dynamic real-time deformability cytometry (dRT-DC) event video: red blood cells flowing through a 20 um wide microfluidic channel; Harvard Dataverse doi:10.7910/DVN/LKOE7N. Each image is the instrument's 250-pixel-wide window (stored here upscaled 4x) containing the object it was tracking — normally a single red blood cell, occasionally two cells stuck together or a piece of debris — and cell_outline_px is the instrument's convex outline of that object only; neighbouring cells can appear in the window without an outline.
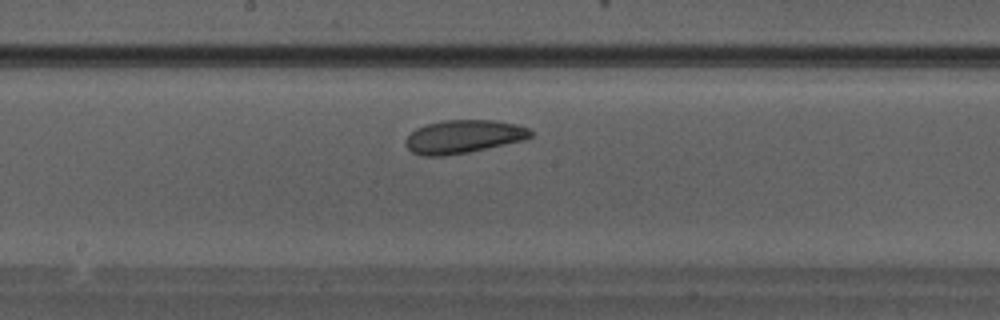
{"species": "Egyptian fruit bat (a non-hibernating species)", "species_latin": "Rousettus aegyptiacus", "temperature_condition": "warm", "stored_images_in_passage": 29, "camera_frame_rate_fps": 3000, "um_per_image_px": 0.085, "animal": {"sex": "male"}, "frame": {"image": 1, "passage_image": 13, "time_ms": 4.0, "image_size_px": [1000, 320], "cell_outline_px": [[532, 136], [524, 140], [468, 152], [444, 156], [424, 156], [412, 152], [404, 144], [404, 140], [416, 128], [428, 124], [444, 120], [496, 120], [520, 124], [528, 128], [532, 132]], "centroid_in_image_um": [39.4, 11.61], "position_along_channel_um": 208.8, "area_um2": 24.28}}
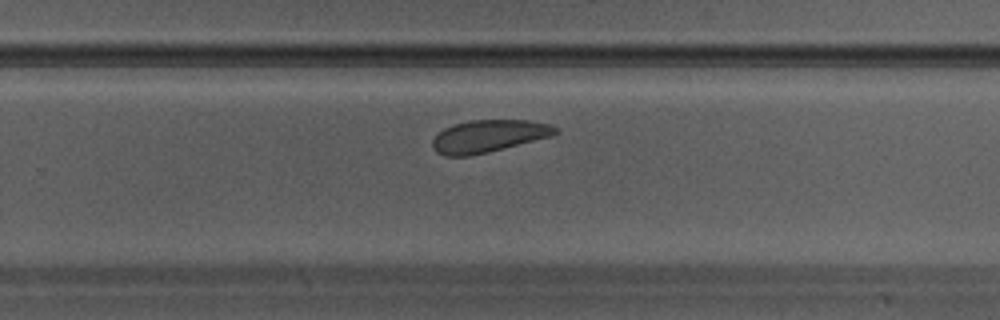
{"frame": {"image": 2, "passage_image": 17, "time_ms": 5.333, "image_size_px": [1000, 320], "cell_outline_px": [[560, 132], [552, 136], [488, 152], [468, 156], [444, 156], [436, 152], [432, 148], [432, 140], [444, 128], [452, 124], [468, 120], [528, 120], [548, 124], [556, 128]], "centroid_in_image_um": [41.5, 11.57], "position_along_channel_um": 288.3, "area_um2": 23.18}}